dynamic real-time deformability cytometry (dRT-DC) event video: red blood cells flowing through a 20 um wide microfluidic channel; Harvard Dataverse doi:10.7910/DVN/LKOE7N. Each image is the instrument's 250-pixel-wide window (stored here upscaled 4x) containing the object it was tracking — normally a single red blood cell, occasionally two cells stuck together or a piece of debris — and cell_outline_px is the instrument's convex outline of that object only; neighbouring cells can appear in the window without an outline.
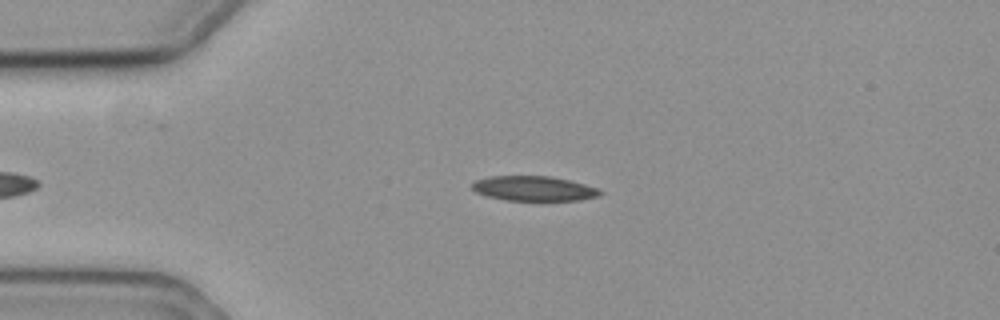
{"species": "common noctule bat (a hibernating species)", "species_latin": "Nyctalus noctula", "temperature_condition": "cold", "stored_images_in_passage": 44, "camera_frame_rate_fps": 3000, "um_per_image_px": 0.085, "animal": {"sex": "female", "body_mass_g": 19.3, "forearm_length_mm": 54.1}, "frame": {"image": 1, "passage_image": 5, "time_ms": 1.333, "image_size_px": [1000, 320], "cell_outline_px": [[604, 192], [600, 196], [580, 200], [508, 200], [488, 196], [476, 192], [472, 188], [472, 184], [476, 180], [488, 176], [552, 176], [584, 184], [596, 188]], "centroid_in_image_um": [45.39, 16.02], "position_along_channel_um": 39.6, "area_um2": 18.38}}
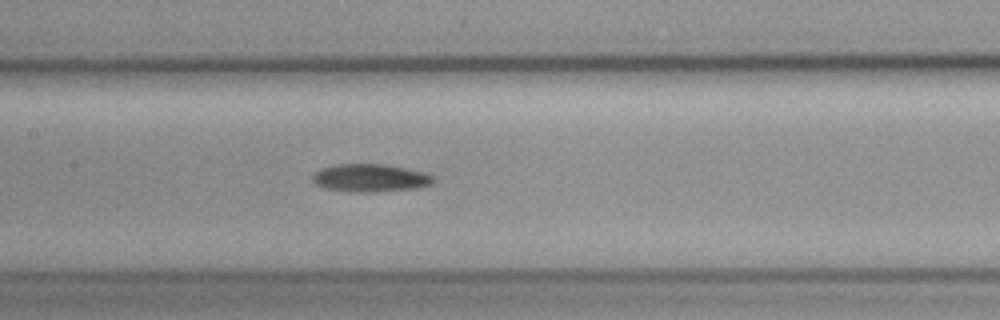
{"frame": {"image": 2, "passage_image": 19, "time_ms": 6.0, "image_size_px": [1000, 320], "cell_outline_px": [[436, 180], [432, 184], [416, 188], [372, 192], [348, 192], [324, 188], [316, 184], [312, 180], [312, 176], [320, 168], [336, 164], [388, 164], [408, 168], [424, 172], [432, 176]], "centroid_in_image_um": [31.47, 15.12], "position_along_channel_um": 175.9, "area_um2": 19.83}}
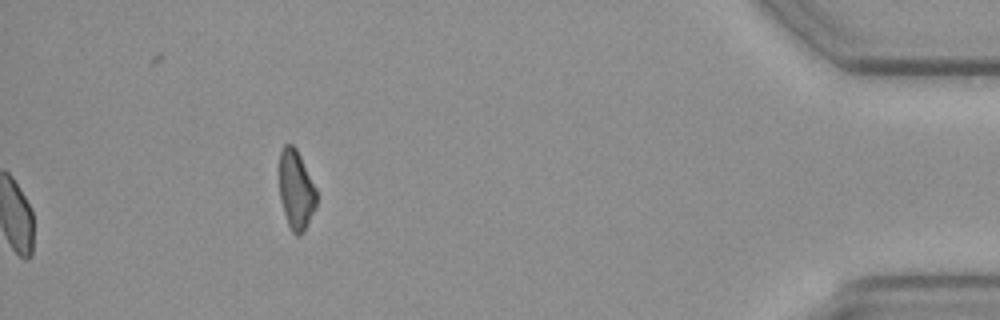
{"frame": {"image": 3, "passage_image": 44, "time_ms": 14.333, "image_size_px": [1000, 320], "cell_outline_px": [[316, 208], [304, 232], [300, 236], [296, 236], [292, 232], [288, 224], [280, 200], [280, 152], [284, 144], [292, 144], [296, 148], [316, 188]], "centroid_in_image_um": [25.17, 16.17], "position_along_channel_um": 410.0, "area_um2": 17.17}}